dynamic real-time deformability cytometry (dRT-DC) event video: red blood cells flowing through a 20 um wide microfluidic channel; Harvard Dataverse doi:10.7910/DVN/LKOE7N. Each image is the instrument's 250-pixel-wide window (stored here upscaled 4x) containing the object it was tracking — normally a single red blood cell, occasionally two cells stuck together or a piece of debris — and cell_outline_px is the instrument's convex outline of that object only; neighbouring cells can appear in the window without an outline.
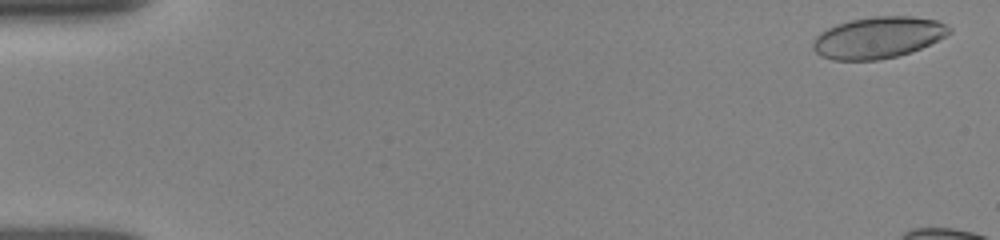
{"species": "human", "species_latin": "Homo sapiens", "temperature_condition": "room temperature", "stored_images_in_passage": 7, "camera_frame_rate_fps": 3000, "um_per_image_px": 0.085, "donor": {"sex": "female"}, "frame": {"image": 1, "passage_image": 1, "time_ms": 0.0, "image_size_px": [1000, 240], "cell_outline_px": [[952, 32], [912, 52], [880, 60], [832, 60], [820, 56], [812, 48], [812, 40], [820, 32], [836, 24], [848, 20], [872, 16], [912, 16], [936, 20], [952, 28]], "centroid_in_image_um": [74.59, 3.19], "position_along_channel_um": 10.4, "area_um2": 33.06}}